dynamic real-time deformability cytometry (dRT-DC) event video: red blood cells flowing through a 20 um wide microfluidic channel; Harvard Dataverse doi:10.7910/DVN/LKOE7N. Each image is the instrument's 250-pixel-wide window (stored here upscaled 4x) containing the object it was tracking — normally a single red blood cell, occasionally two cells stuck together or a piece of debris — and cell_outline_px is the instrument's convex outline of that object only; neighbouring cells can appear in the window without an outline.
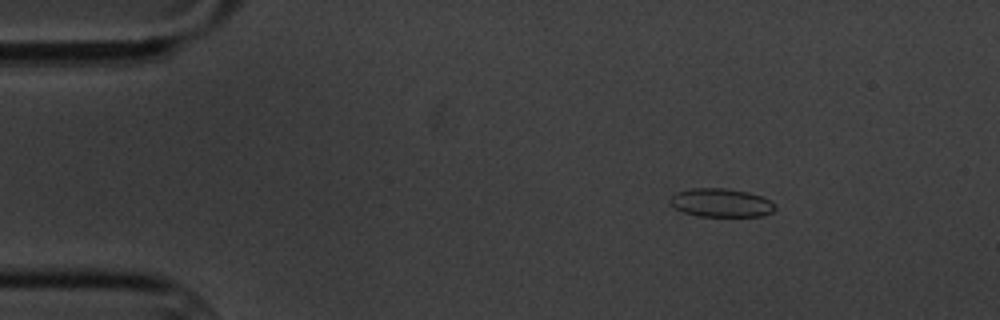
{"species": "common noctule bat (a hibernating species)", "species_latin": "Nyctalus noctula", "temperature_condition": "cold", "stored_images_in_passage": 3, "camera_frame_rate_fps": 3000, "um_per_image_px": 0.085, "animal": {"sex": "male", "body_mass_g": 20.1, "forearm_length_mm": 53.5}, "frame": {"image": 1, "passage_image": 1, "time_ms": 0.0, "image_size_px": [1000, 320], "cell_outline_px": [[776, 208], [772, 212], [764, 216], [700, 216], [684, 212], [668, 204], [668, 200], [676, 192], [692, 188], [724, 188], [748, 192], [760, 196], [776, 204]], "centroid_in_image_um": [61.28, 17.23], "position_along_channel_um": 23.7, "area_um2": 17.46}}